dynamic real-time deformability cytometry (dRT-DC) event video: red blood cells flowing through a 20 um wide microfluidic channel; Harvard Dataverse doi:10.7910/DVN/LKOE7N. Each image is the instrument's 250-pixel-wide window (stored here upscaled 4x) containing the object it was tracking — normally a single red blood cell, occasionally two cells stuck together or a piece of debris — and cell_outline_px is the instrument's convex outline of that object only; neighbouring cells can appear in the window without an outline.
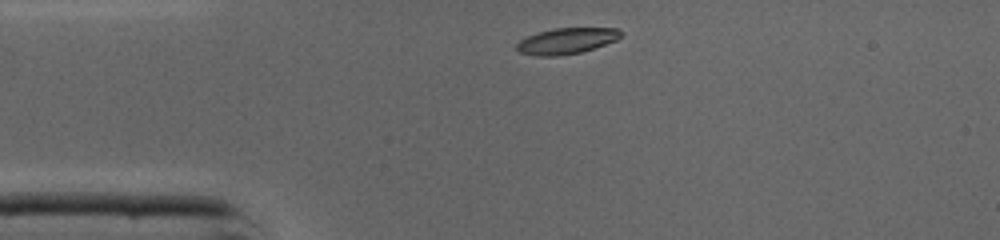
{"species": "common noctule bat (a hibernating species)", "species_latin": "Nyctalus noctula", "temperature_condition": "cold", "stored_images_in_passage": 33, "camera_frame_rate_fps": 3000, "um_per_image_px": 0.085, "animal": {"sex": "male", "body_mass_g": 19.0, "forearm_length_mm": 50.8}, "frame": {"image": 1, "passage_image": 1, "time_ms": 0.0, "image_size_px": [1000, 240], "cell_outline_px": [[620, 36], [616, 40], [580, 52], [556, 56], [536, 56], [520, 52], [516, 48], [516, 44], [520, 40], [528, 36], [540, 32], [556, 28], [616, 28], [620, 32]], "centroid_in_image_um": [48.11, 3.48], "position_along_channel_um": 36.9, "area_um2": 15.37}}
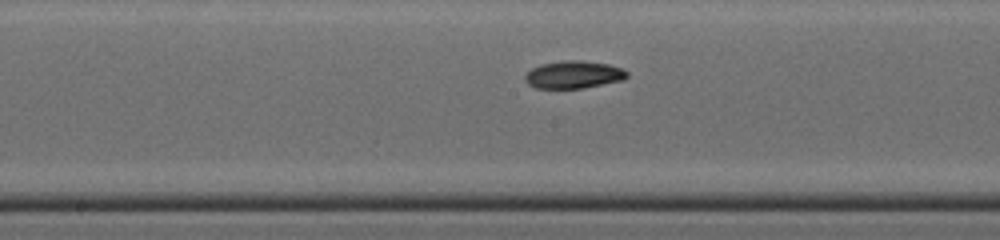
{"frame": {"image": 2, "passage_image": 14, "time_ms": 4.333, "image_size_px": [1000, 240], "cell_outline_px": [[628, 76], [624, 80], [584, 88], [536, 88], [528, 84], [524, 80], [524, 76], [532, 68], [540, 64], [568, 60], [580, 60], [608, 64], [620, 68], [628, 72]], "centroid_in_image_um": [48.76, 6.35], "position_along_channel_um": 199.4, "area_um2": 16.36}}
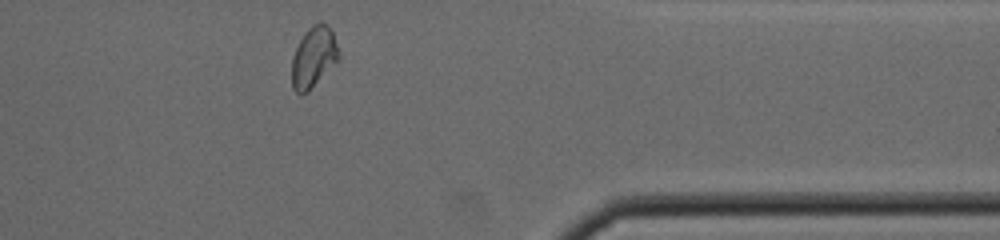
{"frame": {"image": 3, "passage_image": 28, "time_ms": 9.0, "image_size_px": [1000, 240], "cell_outline_px": [[340, 56], [308, 92], [300, 96], [292, 88], [292, 56], [300, 40], [308, 28], [312, 24], [320, 20], [328, 24], [332, 32], [340, 52]], "centroid_in_image_um": [26.64, 4.83], "position_along_channel_um": 384.8, "area_um2": 16.59}, "authors_computed_cell_mechanics": {"area_um2": 16.3574, "velocity_mm_per_s": 4.3599, "shape_relaxation_time_tau1_ms": 2.6479, "shape_relaxation_time_tau2_ms": 5.1433, "deformation_change_tau1": 0.1122, "deformation_change_tau2": 0.0738}}